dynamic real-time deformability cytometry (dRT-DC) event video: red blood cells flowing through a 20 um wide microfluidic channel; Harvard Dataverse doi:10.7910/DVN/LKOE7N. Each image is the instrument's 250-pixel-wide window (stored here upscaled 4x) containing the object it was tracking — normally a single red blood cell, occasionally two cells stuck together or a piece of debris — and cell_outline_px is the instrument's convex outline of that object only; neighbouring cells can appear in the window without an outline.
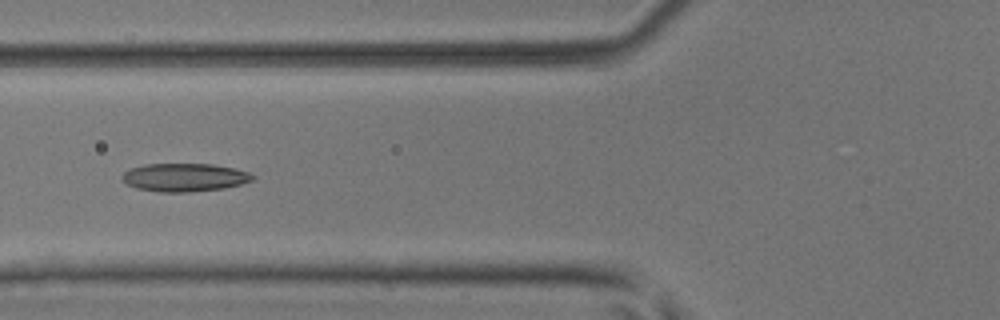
{"species": "common noctule bat (a hibernating species)", "species_latin": "Nyctalus noctula", "temperature_condition": "room temperature", "stored_images_in_passage": 6, "camera_frame_rate_fps": 3000, "um_per_image_px": 0.085, "animal": {"sex": "male", "body_mass_g": 17.9, "forearm_length_mm": 54.2}, "frame": {"image": 1, "passage_image": 6, "time_ms": 1.667, "image_size_px": [1000, 320], "cell_outline_px": [[256, 176], [252, 180], [240, 184], [224, 188], [188, 192], [160, 192], [136, 188], [128, 184], [120, 176], [128, 168], [144, 164], [212, 164], [232, 168], [248, 172]], "centroid_in_image_um": [15.65, 15.07], "position_along_channel_um": 110.2, "area_um2": 21.39}}